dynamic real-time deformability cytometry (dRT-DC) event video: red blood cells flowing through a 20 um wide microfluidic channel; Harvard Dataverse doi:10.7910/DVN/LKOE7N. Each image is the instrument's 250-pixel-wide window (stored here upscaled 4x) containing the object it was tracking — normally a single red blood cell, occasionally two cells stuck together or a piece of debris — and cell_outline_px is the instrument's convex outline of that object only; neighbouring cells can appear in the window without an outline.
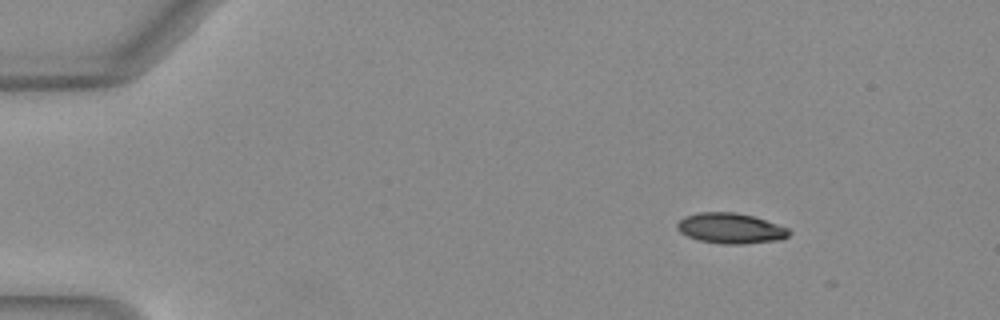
{"species": "Egyptian fruit bat (a non-hibernating species)", "species_latin": "Rousettus aegyptiacus", "temperature_condition": "warm", "stored_images_in_passage": 9, "camera_frame_rate_fps": 3000, "um_per_image_px": 0.085, "animal": {"sex": "female"}, "frame": {"image": 1, "passage_image": 1, "time_ms": 0.0, "image_size_px": [1000, 320], "cell_outline_px": [[792, 232], [788, 236], [780, 240], [744, 244], [720, 244], [700, 240], [688, 236], [680, 232], [676, 228], [676, 224], [684, 216], [696, 212], [736, 212], [752, 216], [788, 228]], "centroid_in_image_um": [62.08, 19.41], "position_along_channel_um": 22.9, "area_um2": 19.88}}